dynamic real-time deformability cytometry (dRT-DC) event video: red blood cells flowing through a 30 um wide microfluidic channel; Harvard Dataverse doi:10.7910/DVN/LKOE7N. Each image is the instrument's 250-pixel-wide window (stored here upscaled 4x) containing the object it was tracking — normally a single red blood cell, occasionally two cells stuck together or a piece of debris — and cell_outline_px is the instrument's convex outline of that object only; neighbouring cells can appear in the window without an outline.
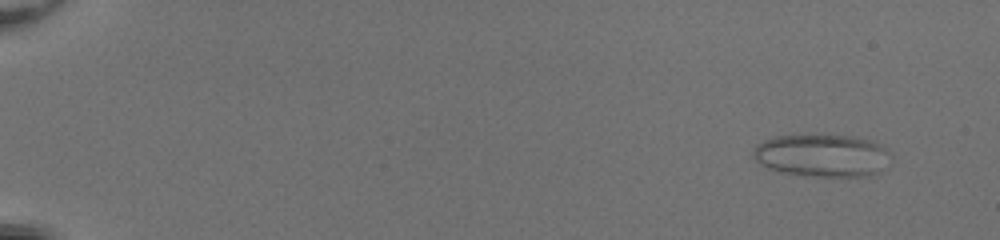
{"species": "common noctule bat (a hibernating species)", "species_latin": "Nyctalus noctula", "temperature_condition": "room temperature", "stored_images_in_passage": 53, "camera_frame_rate_fps": 3000, "um_per_image_px": 0.085, "animal": {"sex": "female", "body_mass_g": 20.0, "forearm_length_mm": 54.0}, "frame": {"image": 1, "passage_image": 5, "time_ms": 1.333, "image_size_px": [1000, 240], "cell_outline_px": [[892, 156], [888, 168], [876, 176], [804, 176], [780, 172], [768, 168], [760, 164], [752, 156], [752, 152], [756, 144], [764, 140], [776, 136], [824, 132], [856, 136], [872, 140], [880, 144]], "centroid_in_image_um": [69.93, 13.19], "position_along_channel_um": 15.1, "area_um2": 35.84}}
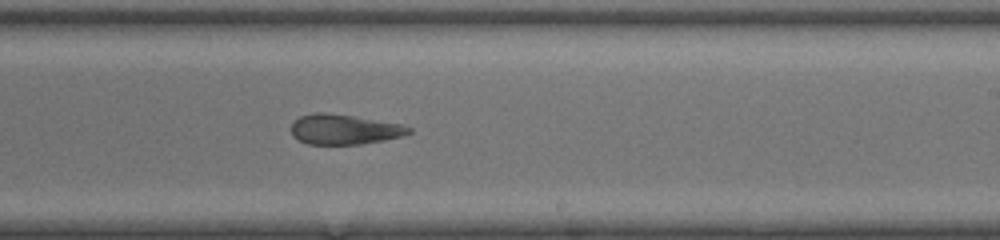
{"frame": {"image": 2, "passage_image": 35, "time_ms": 11.333, "image_size_px": [1000, 240], "cell_outline_px": [[412, 132], [404, 136], [384, 140], [360, 144], [308, 144], [292, 136], [292, 124], [300, 116], [316, 112], [324, 112], [352, 116], [400, 124], [412, 128]], "centroid_in_image_um": [29.27, 11.0], "position_along_channel_um": 259.7, "area_um2": 20.4}}
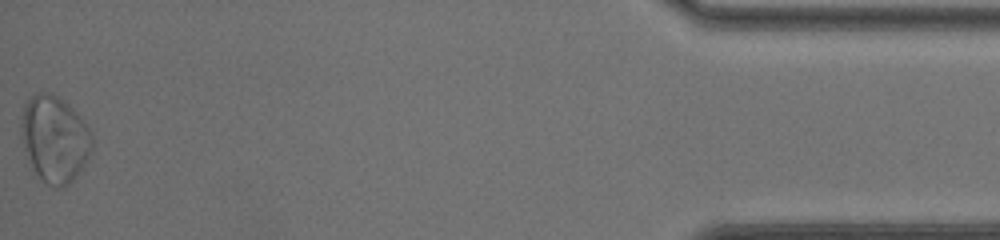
{"frame": {"image": 3, "passage_image": 53, "time_ms": 17.333, "image_size_px": [1000, 240], "cell_outline_px": [[92, 148], [84, 164], [72, 180], [64, 188], [60, 188], [48, 184], [36, 172], [24, 148], [20, 136], [20, 116], [24, 104], [32, 96], [40, 92], [48, 92], [64, 100], [84, 120], [92, 136]], "centroid_in_image_um": [4.62, 11.77], "position_along_channel_um": 430.6, "area_um2": 35.43}, "authors_computed_cell_mechanics": {"area_um2": 27.166, "velocity_mm_per_s": 4.143, "shape_relaxation_time_tau1_ms": null, "shape_relaxation_time_tau2_ms": 2.0431, "deformation_change_tau1": null, "deformation_change_tau2": 0.0976}}